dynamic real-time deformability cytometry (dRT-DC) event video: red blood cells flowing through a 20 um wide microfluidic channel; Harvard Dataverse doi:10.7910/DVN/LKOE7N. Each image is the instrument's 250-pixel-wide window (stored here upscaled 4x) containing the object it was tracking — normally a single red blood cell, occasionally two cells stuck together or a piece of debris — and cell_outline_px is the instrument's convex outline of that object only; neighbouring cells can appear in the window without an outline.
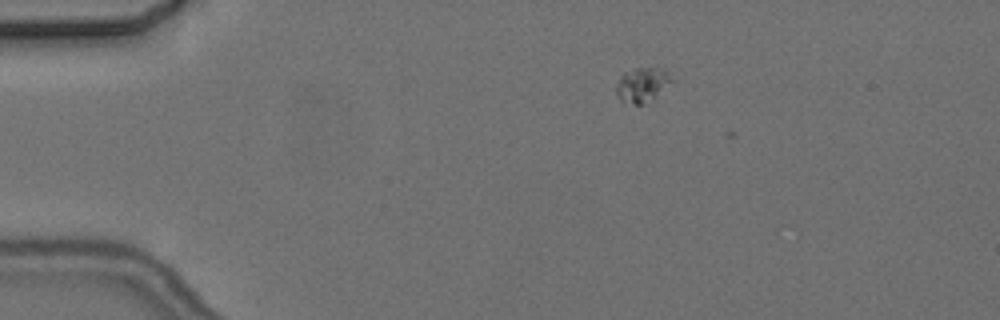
{"species": "common noctule bat (a hibernating species)", "species_latin": "Nyctalus noctula", "temperature_condition": "cold", "stored_images_in_passage": 6, "camera_frame_rate_fps": 3000, "um_per_image_px": 0.085, "animal": {"sex": "female", "body_mass_g": 24.6, "forearm_length_mm": 56.2}, "frame": {"image": 1, "passage_image": 2, "time_ms": 1.0, "image_size_px": [1000, 320], "cell_outline_px": [[676, 80], [644, 104], [624, 104], [620, 100], [616, 92], [616, 84], [620, 76], [624, 72], [636, 68], [664, 68]], "centroid_in_image_um": [54.59, 7.2], "position_along_channel_um": 30.4, "area_um2": 11.33}}
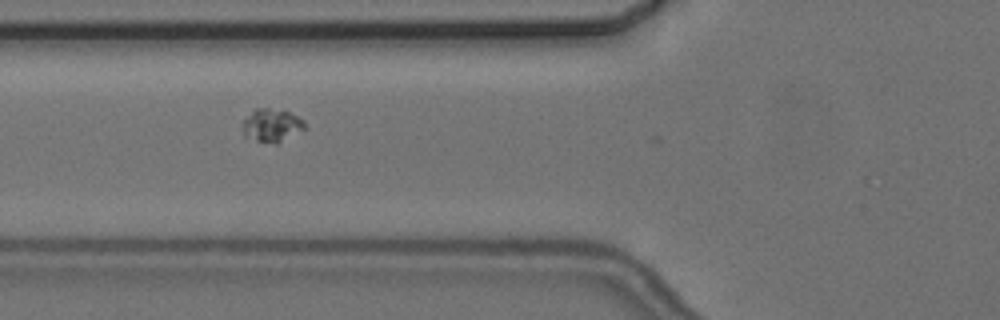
{"frame": {"image": 2, "passage_image": 5, "time_ms": 4.667, "image_size_px": [1000, 320], "cell_outline_px": [[304, 128], [276, 144], [256, 140], [244, 136], [244, 120], [256, 108], [268, 108], [288, 112], [304, 120]], "centroid_in_image_um": [23.09, 10.65], "position_along_channel_um": 102.7, "area_um2": 11.44}}
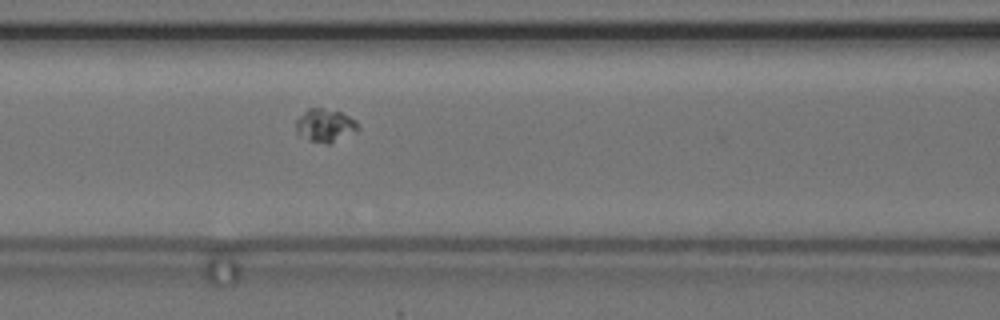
{"frame": {"image": 3, "passage_image": 6, "time_ms": 5.667, "image_size_px": [1000, 320], "cell_outline_px": [[360, 128], [356, 132], [328, 144], [308, 140], [296, 136], [296, 120], [308, 108], [320, 108], [340, 112], [356, 120]], "centroid_in_image_um": [27.61, 10.68], "position_along_channel_um": 139.0, "area_um2": 12.02}}